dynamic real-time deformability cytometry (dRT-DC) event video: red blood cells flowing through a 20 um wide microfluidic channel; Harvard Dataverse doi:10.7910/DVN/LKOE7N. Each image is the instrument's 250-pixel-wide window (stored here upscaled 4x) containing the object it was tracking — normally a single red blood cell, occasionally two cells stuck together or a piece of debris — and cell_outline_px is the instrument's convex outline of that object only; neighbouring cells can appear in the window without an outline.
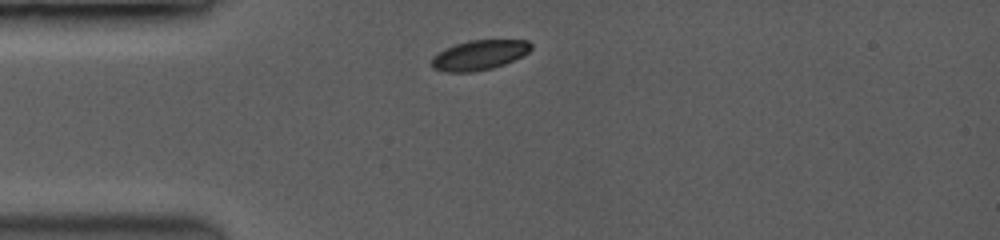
{"species": "common noctule bat (a hibernating species)", "species_latin": "Nyctalus noctula", "temperature_condition": "room temperature", "stored_images_in_passage": 1, "camera_frame_rate_fps": 3500, "um_per_image_px": 0.085, "animal": {"sex": "female", "body_mass_g": 19.0, "forearm_length_mm": 53.3}, "frame": {"image": 1, "passage_image": 1, "time_ms": 0.0, "image_size_px": [1000, 240], "cell_outline_px": [[532, 48], [528, 52], [504, 64], [492, 68], [472, 72], [448, 72], [432, 68], [432, 56], [456, 44], [468, 40], [528, 40], [532, 44]], "centroid_in_image_um": [40.74, 4.68], "position_along_channel_um": 44.3, "area_um2": 17.05}}